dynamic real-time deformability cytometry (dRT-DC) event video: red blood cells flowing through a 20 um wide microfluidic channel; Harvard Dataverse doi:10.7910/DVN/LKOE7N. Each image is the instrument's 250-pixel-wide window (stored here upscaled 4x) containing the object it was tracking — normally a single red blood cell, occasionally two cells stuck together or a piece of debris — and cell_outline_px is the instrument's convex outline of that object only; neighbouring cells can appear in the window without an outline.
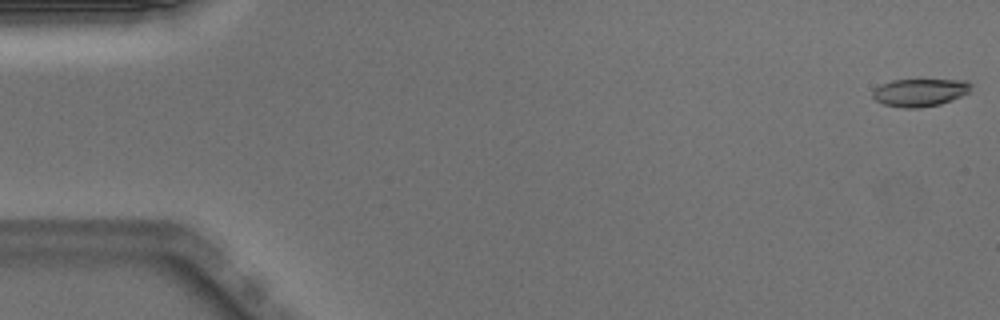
{"species": "Egyptian fruit bat (a non-hibernating species)", "species_latin": "Rousettus aegyptiacus", "temperature_condition": "warm", "stored_images_in_passage": 50, "camera_frame_rate_fps": 3000, "um_per_image_px": 0.085, "animal": {"sex": "male"}, "frame": {"image": 1, "passage_image": 1, "time_ms": 0.0, "image_size_px": [1000, 320], "cell_outline_px": [[972, 84], [968, 92], [952, 100], [940, 104], [920, 108], [900, 108], [884, 104], [876, 100], [872, 96], [872, 92], [880, 84], [892, 80], [968, 80]], "centroid_in_image_um": [78.18, 7.86], "position_along_channel_um": 6.8, "area_um2": 15.9}}
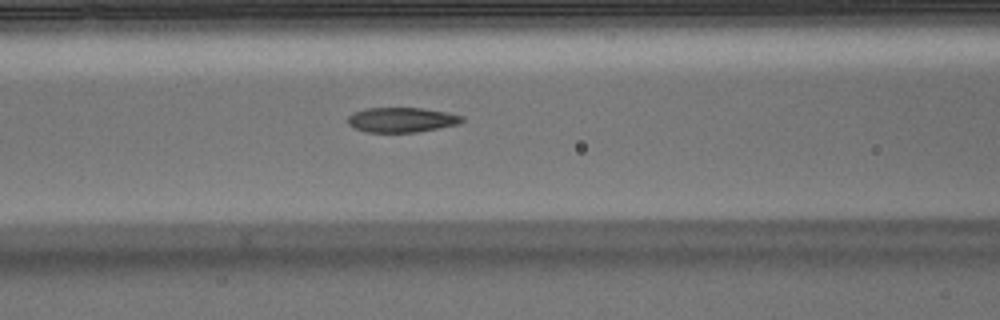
{"frame": {"image": 2, "passage_image": 21, "time_ms": 6.667, "image_size_px": [1000, 320], "cell_outline_px": [[464, 120], [460, 124], [416, 132], [368, 132], [356, 128], [348, 124], [348, 116], [364, 108], [420, 108], [448, 112], [464, 116]], "centroid_in_image_um": [34.18, 10.18], "position_along_channel_um": 132.4, "area_um2": 16.47}}
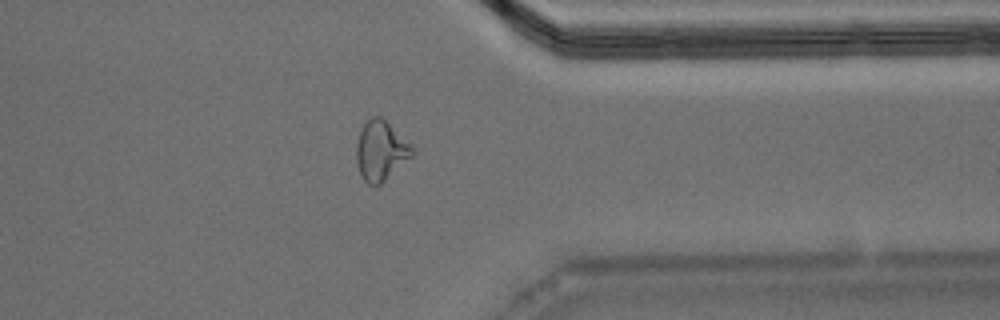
{"frame": {"image": 3, "passage_image": 40, "time_ms": 13.0, "image_size_px": [1000, 320], "cell_outline_px": [[416, 152], [412, 156], [380, 184], [368, 184], [364, 180], [360, 172], [356, 160], [356, 144], [360, 132], [364, 124], [372, 116], [380, 116], [412, 144]], "centroid_in_image_um": [32.38, 12.79], "position_along_channel_um": 379.0, "area_um2": 19.19}, "authors_computed_cell_mechanics": {"area_um2": 17.1088, "velocity_mm_per_s": 3.9989, "shape_relaxation_time_tau1_ms": 9.1845, "shape_relaxation_time_tau2_ms": 1.649, "deformation_change_tau1": 0.2649, "deformation_change_tau2": 0.0937}}